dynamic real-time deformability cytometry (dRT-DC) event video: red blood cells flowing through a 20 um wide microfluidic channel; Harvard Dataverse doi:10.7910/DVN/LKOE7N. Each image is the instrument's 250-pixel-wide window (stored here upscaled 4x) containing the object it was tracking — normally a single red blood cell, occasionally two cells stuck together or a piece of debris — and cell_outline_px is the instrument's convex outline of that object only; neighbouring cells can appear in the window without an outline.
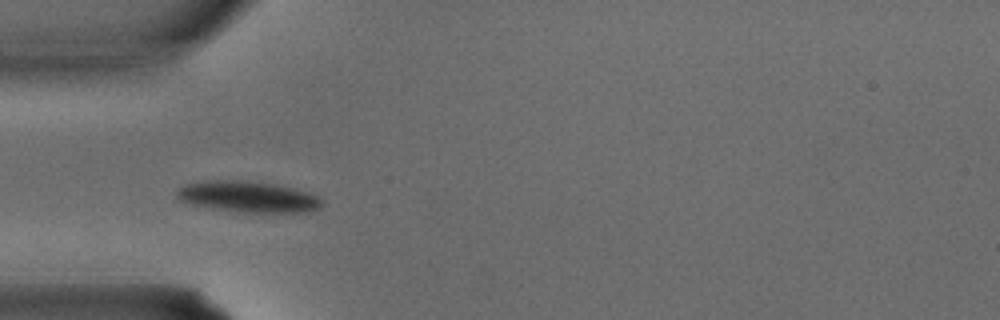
{"species": "common noctule bat (a hibernating species)", "species_latin": "Nyctalus noctula", "temperature_condition": "warm", "stored_images_in_passage": 4, "camera_frame_rate_fps": 3000, "um_per_image_px": 0.085, "animal": {"sex": "male", "body_mass_g": 15.6}, "frame": {"image": 1, "passage_image": 2, "time_ms": 0.333, "image_size_px": [1000, 320], "cell_outline_px": [[324, 204], [320, 208], [308, 212], [236, 212], [212, 208], [192, 204], [180, 200], [176, 196], [176, 192], [180, 188], [188, 184], [208, 180], [240, 180], [276, 184], [308, 192], [324, 200]], "centroid_in_image_um": [21.12, 16.73], "position_along_channel_um": 63.9, "area_um2": 26.24}}